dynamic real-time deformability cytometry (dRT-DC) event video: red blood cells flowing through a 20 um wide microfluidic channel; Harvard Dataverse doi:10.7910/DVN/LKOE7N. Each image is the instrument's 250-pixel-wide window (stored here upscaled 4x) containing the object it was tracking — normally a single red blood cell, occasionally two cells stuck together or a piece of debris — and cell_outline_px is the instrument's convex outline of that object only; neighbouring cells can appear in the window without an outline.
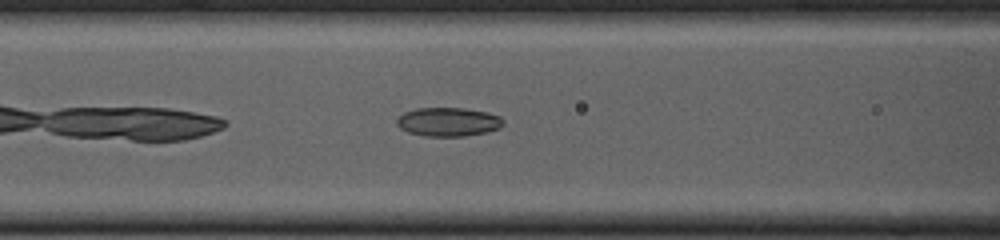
{"species": "common noctule bat (a hibernating species)", "species_latin": "Nyctalus noctula", "temperature_condition": "cold", "stored_images_in_passage": 39, "camera_frame_rate_fps": 3000, "um_per_image_px": 0.085, "animal": {"sex": "female", "body_mass_g": 23.0, "forearm_length_mm": 53.4}, "frame": {"image": 1, "passage_image": 7, "time_ms": 2.0, "image_size_px": [1000, 240], "cell_outline_px": [[504, 124], [500, 128], [488, 132], [464, 136], [424, 136], [408, 132], [400, 128], [396, 124], [396, 120], [404, 112], [416, 108], [464, 108], [488, 112], [500, 116], [504, 120]], "centroid_in_image_um": [38.12, 10.36], "position_along_channel_um": 128.5, "area_um2": 18.03}}
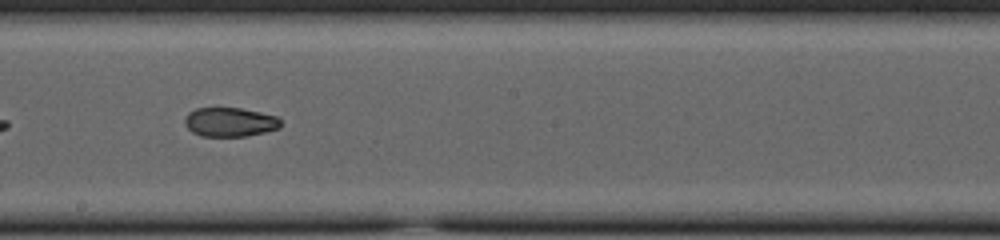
{"frame": {"image": 2, "passage_image": 15, "time_ms": 4.667, "image_size_px": [1000, 240], "cell_outline_px": [[280, 128], [264, 132], [244, 136], [200, 136], [192, 132], [184, 124], [184, 120], [188, 112], [196, 108], [240, 108], [260, 112], [276, 116], [280, 120]], "centroid_in_image_um": [19.51, 10.37], "position_along_channel_um": 228.7, "area_um2": 16.24}}
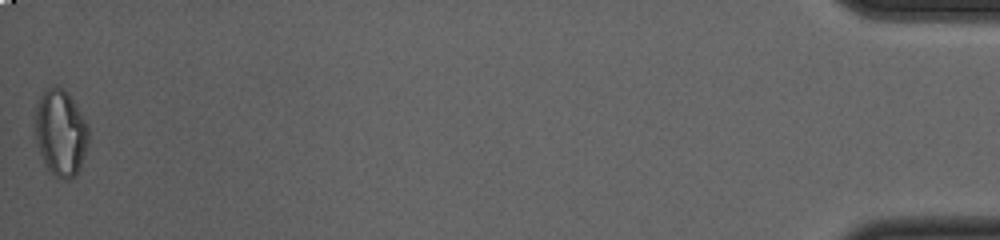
{"frame": {"image": 3, "passage_image": 39, "time_ms": 12.667, "image_size_px": [1000, 240], "cell_outline_px": [[88, 144], [80, 168], [76, 176], [68, 180], [64, 180], [56, 176], [48, 168], [40, 152], [36, 140], [36, 108], [40, 96], [48, 88], [56, 84], [64, 88], [88, 124]], "centroid_in_image_um": [5.18, 11.28], "position_along_channel_um": 430.0, "area_um2": 26.59}, "authors_computed_cell_mechanics": {"area_um2": 18.0914, "velocity_mm_per_s": 3.774, "shape_relaxation_time_tau1_ms": null, "shape_relaxation_time_tau2_ms": 2.4937, "deformation_change_tau1": null, "deformation_change_tau2": 0.0587}}